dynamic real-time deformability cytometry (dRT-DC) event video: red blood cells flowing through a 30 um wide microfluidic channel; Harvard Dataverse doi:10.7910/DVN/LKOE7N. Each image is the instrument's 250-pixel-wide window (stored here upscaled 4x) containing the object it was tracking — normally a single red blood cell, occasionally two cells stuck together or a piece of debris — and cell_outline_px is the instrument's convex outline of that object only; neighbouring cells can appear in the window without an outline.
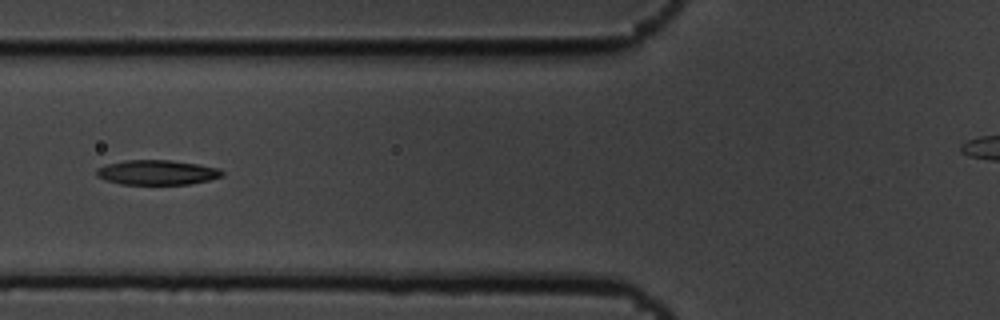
{"species": "common noctule bat (a hibernating species)", "species_latin": "Nyctalus noctula", "temperature_condition": "cold", "stored_images_in_passage": 8, "camera_frame_rate_fps": 3000, "um_per_image_px": 0.085, "animal": {"sex": "male", "body_mass_g": 19.5, "forearm_length_mm": 54.6}, "frame": {"image": 1, "passage_image": 6, "time_ms": 1.667, "image_size_px": [1000, 320], "cell_outline_px": [[224, 176], [208, 180], [188, 184], [120, 184], [96, 176], [96, 168], [104, 164], [124, 160], [172, 160], [200, 164], [220, 168], [224, 172]], "centroid_in_image_um": [13.36, 14.64], "position_along_channel_um": 112.4, "area_um2": 18.32}}
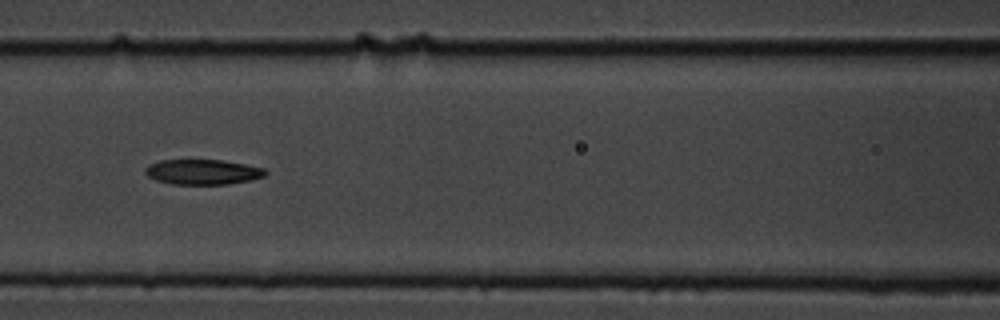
{"frame": {"image": 2, "passage_image": 7, "time_ms": 2.0, "image_size_px": [1000, 320], "cell_outline_px": [[268, 172], [264, 176], [248, 180], [228, 184], [172, 184], [156, 180], [148, 176], [144, 172], [144, 168], [148, 164], [160, 160], [220, 160], [244, 164], [264, 168]], "centroid_in_image_um": [17.19, 14.61], "position_along_channel_um": 149.4, "area_um2": 17.51}}
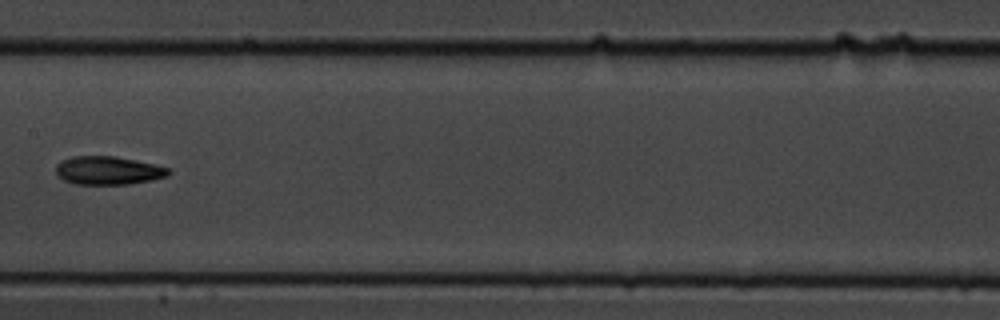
{"frame": {"image": 3, "passage_image": 8, "time_ms": 2.333, "image_size_px": [1000, 320], "cell_outline_px": [[172, 172], [168, 176], [152, 180], [128, 184], [76, 184], [64, 180], [56, 176], [56, 164], [60, 160], [72, 156], [116, 156], [152, 164], [168, 168]], "centroid_in_image_um": [9.16, 14.49], "position_along_channel_um": 198.2, "area_um2": 18.67}}